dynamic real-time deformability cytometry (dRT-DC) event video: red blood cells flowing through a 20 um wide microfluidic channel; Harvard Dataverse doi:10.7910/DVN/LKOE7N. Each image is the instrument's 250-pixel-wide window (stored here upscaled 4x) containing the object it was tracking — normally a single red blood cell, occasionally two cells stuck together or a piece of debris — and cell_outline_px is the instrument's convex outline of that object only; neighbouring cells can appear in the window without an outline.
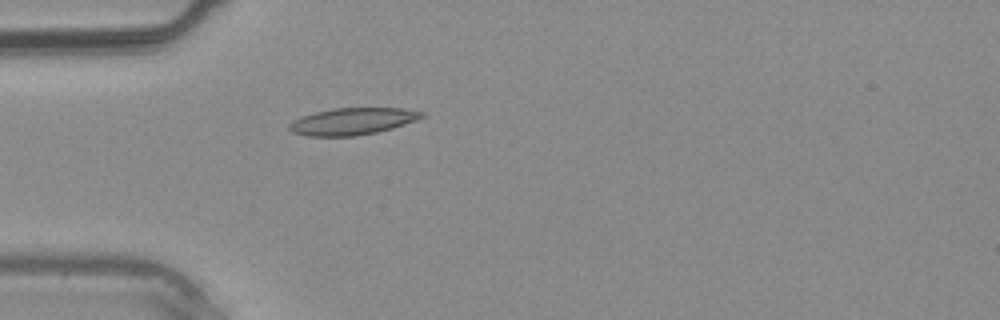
{"species": "common noctule bat (a hibernating species)", "species_latin": "Nyctalus noctula", "temperature_condition": "warm", "stored_images_in_passage": 4, "camera_frame_rate_fps": 3000, "um_per_image_px": 0.085, "animal": {"sex": "male", "body_mass_g": 20.4}, "frame": {"image": 1, "passage_image": 4, "time_ms": 3.667, "image_size_px": [1000, 320], "cell_outline_px": [[424, 116], [416, 120], [392, 128], [376, 132], [356, 136], [304, 136], [292, 132], [288, 128], [288, 124], [292, 120], [300, 116], [332, 108], [404, 108], [424, 112]], "centroid_in_image_um": [29.91, 10.31], "position_along_channel_um": 55.1, "area_um2": 20.87}}